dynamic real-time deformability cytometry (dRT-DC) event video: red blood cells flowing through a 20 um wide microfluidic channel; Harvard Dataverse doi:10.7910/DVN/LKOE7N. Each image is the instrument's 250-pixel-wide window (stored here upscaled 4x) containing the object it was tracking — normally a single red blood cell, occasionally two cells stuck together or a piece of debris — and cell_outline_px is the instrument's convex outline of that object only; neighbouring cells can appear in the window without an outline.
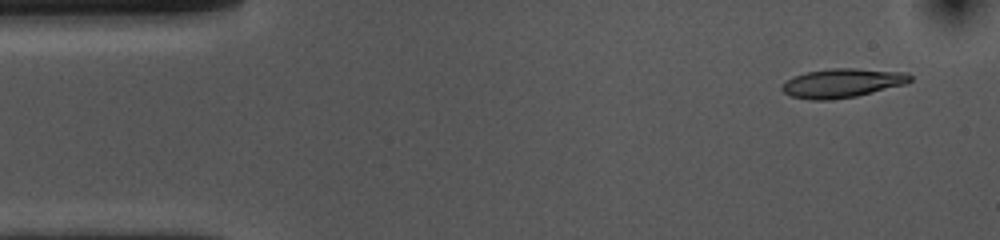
{"species": "common noctule bat (a hibernating species)", "species_latin": "Nyctalus noctula", "temperature_condition": "cold", "stored_images_in_passage": 49, "camera_frame_rate_fps": 3000, "um_per_image_px": 0.085, "animal": {"sex": "female", "body_mass_g": 10.0, "forearm_length_mm": 53.1}, "frame": {"image": 1, "passage_image": 1, "time_ms": 0.0, "image_size_px": [1000, 240], "cell_outline_px": [[912, 80], [904, 84], [856, 96], [828, 100], [808, 100], [792, 96], [784, 92], [780, 88], [780, 84], [796, 76], [808, 72], [828, 68], [856, 68], [908, 72], [912, 76]], "centroid_in_image_um": [71.59, 7.05], "position_along_channel_um": 13.4, "area_um2": 21.62}}
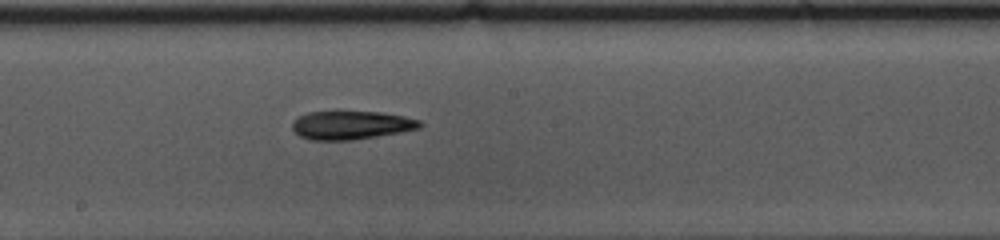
{"frame": {"image": 2, "passage_image": 25, "time_ms": 8.0, "image_size_px": [1000, 240], "cell_outline_px": [[424, 124], [420, 128], [400, 132], [352, 140], [308, 140], [300, 136], [292, 128], [292, 124], [300, 116], [308, 112], [380, 112], [404, 116], [420, 120]], "centroid_in_image_um": [29.87, 10.64], "position_along_channel_um": 218.3, "area_um2": 20.98}}
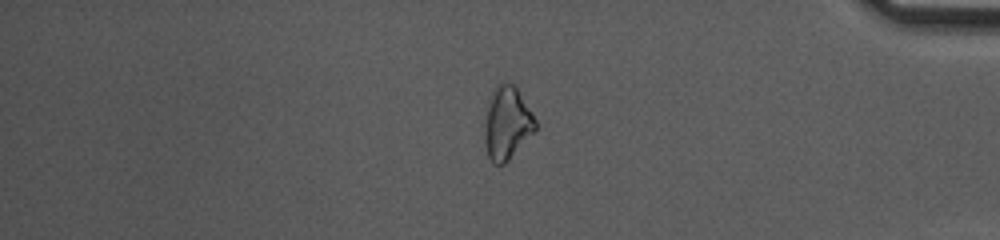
{"frame": {"image": 3, "passage_image": 42, "time_ms": 13.667, "image_size_px": [1000, 240], "cell_outline_px": [[536, 132], [504, 164], [492, 164], [488, 156], [484, 140], [484, 124], [488, 108], [496, 84], [508, 80], [516, 88], [532, 112], [536, 120]], "centroid_in_image_um": [43.11, 10.49], "position_along_channel_um": 392.1, "area_um2": 21.56}, "authors_computed_cell_mechanics": {"area_um2": 21.386, "velocity_mm_per_s": 3.6365, "shape_relaxation_time_tau1_ms": 5.0522, "shape_relaxation_time_tau2_ms": null, "deformation_change_tau1": 0.147, "deformation_change_tau2": null}}